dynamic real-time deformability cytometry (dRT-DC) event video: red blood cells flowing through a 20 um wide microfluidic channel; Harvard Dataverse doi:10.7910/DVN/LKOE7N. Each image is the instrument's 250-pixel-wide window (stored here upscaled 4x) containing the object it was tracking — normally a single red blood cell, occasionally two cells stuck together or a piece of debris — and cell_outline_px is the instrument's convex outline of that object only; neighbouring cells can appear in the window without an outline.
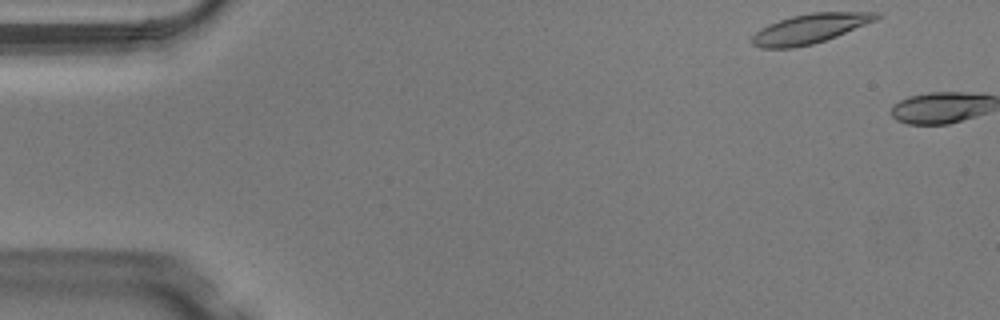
{"species": "Egyptian fruit bat (a non-hibernating species)", "species_latin": "Rousettus aegyptiacus", "temperature_condition": "warm", "stored_images_in_passage": 2, "camera_frame_rate_fps": 3000, "um_per_image_px": 0.085, "animal": {"sex": "male"}, "frame": {"image": 1, "passage_image": 1, "time_ms": 0.0, "image_size_px": [1000, 320], "cell_outline_px": [[880, 16], [876, 20], [836, 36], [812, 44], [792, 48], [760, 48], [752, 44], [752, 36], [760, 28], [768, 24], [792, 16], [812, 12], [880, 12]], "centroid_in_image_um": [68.82, 2.43], "position_along_channel_um": 16.2, "area_um2": 21.21}}